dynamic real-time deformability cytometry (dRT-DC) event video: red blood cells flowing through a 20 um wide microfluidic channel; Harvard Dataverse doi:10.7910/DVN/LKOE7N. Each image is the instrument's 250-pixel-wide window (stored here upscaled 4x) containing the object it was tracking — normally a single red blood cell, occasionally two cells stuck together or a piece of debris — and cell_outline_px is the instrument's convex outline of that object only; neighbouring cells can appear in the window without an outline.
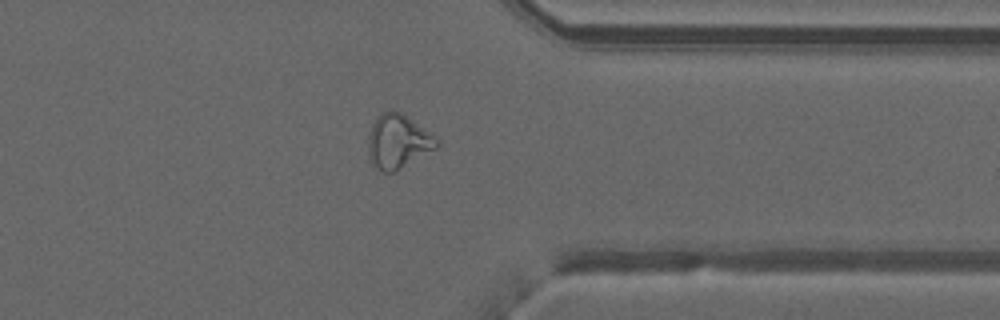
{"species": "common noctule bat (a hibernating species)", "species_latin": "Nyctalus noctula", "temperature_condition": "warm", "stored_images_in_passage": 43, "camera_frame_rate_fps": 3000, "um_per_image_px": 0.085, "animal": {"sex": "male", "forearm_length_mm": 52.5}, "frame": {"image": 1, "passage_image": 32, "time_ms": 10.333, "image_size_px": [1000, 320], "cell_outline_px": [[440, 144], [436, 148], [392, 172], [384, 172], [376, 168], [372, 164], [368, 156], [368, 136], [372, 124], [380, 112], [400, 112], [408, 116], [432, 132]], "centroid_in_image_um": [33.82, 12.0], "position_along_channel_um": 377.6, "area_um2": 21.44}}